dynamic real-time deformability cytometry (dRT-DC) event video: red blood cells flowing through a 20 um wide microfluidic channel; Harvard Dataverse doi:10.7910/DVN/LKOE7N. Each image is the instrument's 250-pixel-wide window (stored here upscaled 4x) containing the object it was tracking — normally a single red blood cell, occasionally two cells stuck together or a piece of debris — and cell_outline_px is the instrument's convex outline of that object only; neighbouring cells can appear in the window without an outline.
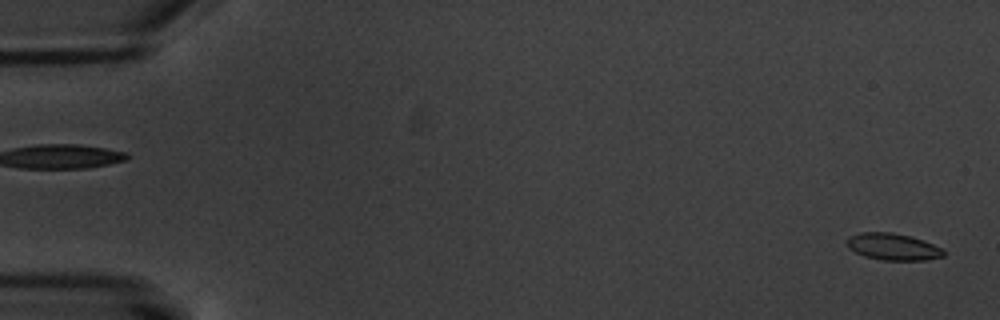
{"species": "common noctule bat (a hibernating species)", "species_latin": "Nyctalus noctula", "temperature_condition": "warm", "stored_images_in_passage": 6, "segment_of_instrument_passage": [2, 2], "camera_frame_rate_fps": 3000, "um_per_image_px": 0.085, "animal": {"sex": "male", "body_mass_g": 20.1, "forearm_length_mm": 53.5}, "frame": {"image": 1, "passage_image": 6, "time_ms": 6.0, "image_size_px": [1000, 320], "cell_outline_px": [[944, 256], [924, 260], [880, 260], [864, 256], [848, 248], [848, 236], [860, 232], [892, 232], [912, 236], [944, 248]], "centroid_in_image_um": [75.91, 20.96], "position_along_channel_um": 9.1, "area_um2": 15.2}}